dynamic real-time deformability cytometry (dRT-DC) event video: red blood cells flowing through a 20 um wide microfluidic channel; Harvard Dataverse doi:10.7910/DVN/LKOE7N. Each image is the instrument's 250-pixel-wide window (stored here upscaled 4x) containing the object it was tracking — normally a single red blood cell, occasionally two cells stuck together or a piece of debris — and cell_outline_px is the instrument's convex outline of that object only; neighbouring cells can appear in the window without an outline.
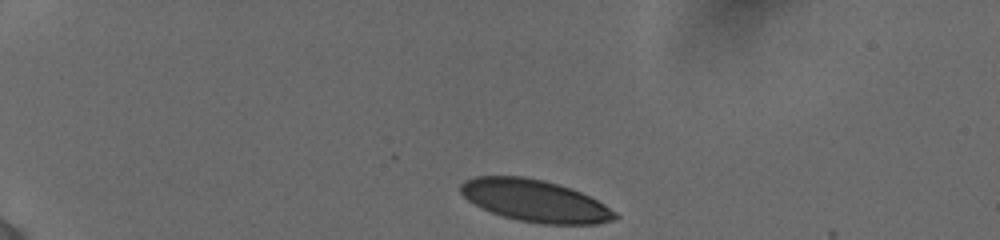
{"species": "human", "species_latin": "Homo sapiens", "temperature_condition": "cold", "stored_images_in_passage": 38, "camera_frame_rate_fps": 3000, "um_per_image_px": 0.085, "donor": {"sex": "female"}, "frame": {"image": 1, "passage_image": 1, "time_ms": 0.0, "image_size_px": [1000, 240], "cell_outline_px": [[620, 216], [612, 220], [596, 224], [544, 224], [520, 220], [504, 216], [492, 212], [468, 200], [460, 192], [460, 184], [464, 180], [476, 176], [524, 176], [544, 180], [572, 188], [604, 204], [616, 212]], "centroid_in_image_um": [45.48, 17.05], "position_along_channel_um": 39.5, "area_um2": 37.51}}
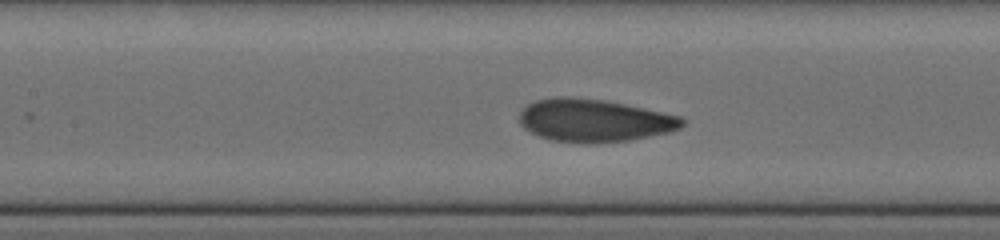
{"frame": {"image": 2, "passage_image": 34, "time_ms": 5.0, "image_size_px": [1000, 240], "cell_outline_px": [[684, 124], [680, 128], [672, 132], [632, 140], [596, 144], [584, 144], [548, 140], [524, 128], [520, 124], [520, 112], [528, 104], [536, 100], [552, 96], [568, 96], [600, 100], [624, 104], [680, 116], [684, 120]], "centroid_in_image_um": [50.5, 10.26], "position_along_channel_um": 156.9, "area_um2": 40.86}}
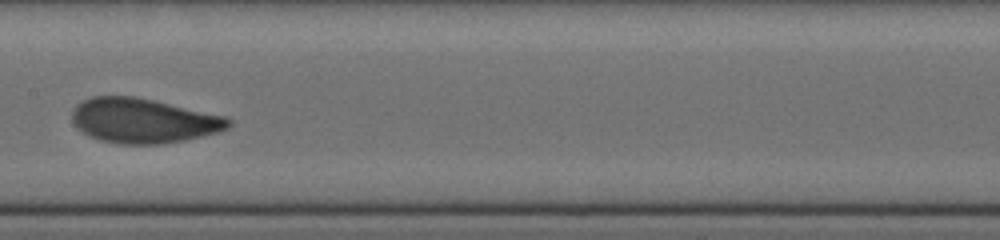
{"frame": {"image": 3, "passage_image": 37, "time_ms": 6.0, "image_size_px": [1000, 240], "cell_outline_px": [[232, 124], [228, 128], [216, 132], [184, 140], [164, 144], [120, 144], [100, 140], [88, 136], [80, 132], [76, 128], [72, 120], [72, 112], [76, 104], [92, 96], [132, 96], [152, 100], [224, 116], [232, 120]], "centroid_in_image_um": [12.13, 10.27], "position_along_channel_um": 195.3, "area_um2": 40.63}}